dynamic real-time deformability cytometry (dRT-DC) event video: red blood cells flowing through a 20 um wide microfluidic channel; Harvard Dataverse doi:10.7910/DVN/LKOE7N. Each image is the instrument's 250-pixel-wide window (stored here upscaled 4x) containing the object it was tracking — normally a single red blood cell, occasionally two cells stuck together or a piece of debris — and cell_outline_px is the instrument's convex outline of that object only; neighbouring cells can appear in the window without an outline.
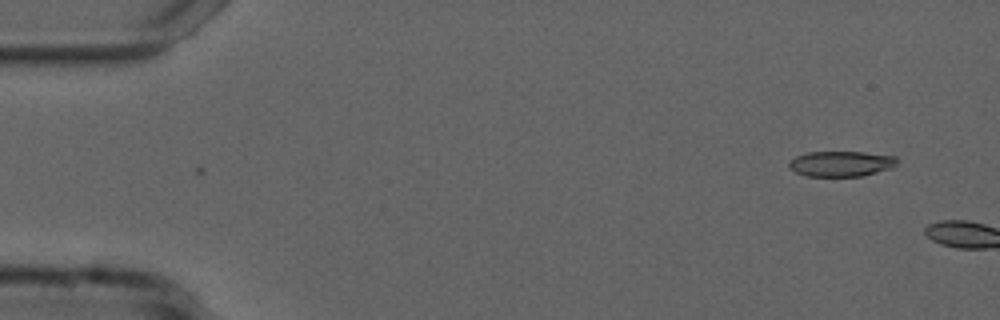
{"species": "common noctule bat (a hibernating species)", "species_latin": "Nyctalus noctula", "temperature_condition": "cold", "stored_images_in_passage": 2, "camera_frame_rate_fps": 3000, "um_per_image_px": 0.085, "animal": {"sex": "male", "forearm_length_mm": 52.5}, "frame": {"image": 1, "passage_image": 2, "time_ms": 0.333, "image_size_px": [1000, 320], "cell_outline_px": [[900, 160], [892, 168], [860, 176], [808, 176], [796, 172], [788, 168], [788, 164], [796, 156], [808, 152], [864, 152], [896, 156]], "centroid_in_image_um": [71.52, 13.91], "position_along_channel_um": 13.5, "area_um2": 16.01}}